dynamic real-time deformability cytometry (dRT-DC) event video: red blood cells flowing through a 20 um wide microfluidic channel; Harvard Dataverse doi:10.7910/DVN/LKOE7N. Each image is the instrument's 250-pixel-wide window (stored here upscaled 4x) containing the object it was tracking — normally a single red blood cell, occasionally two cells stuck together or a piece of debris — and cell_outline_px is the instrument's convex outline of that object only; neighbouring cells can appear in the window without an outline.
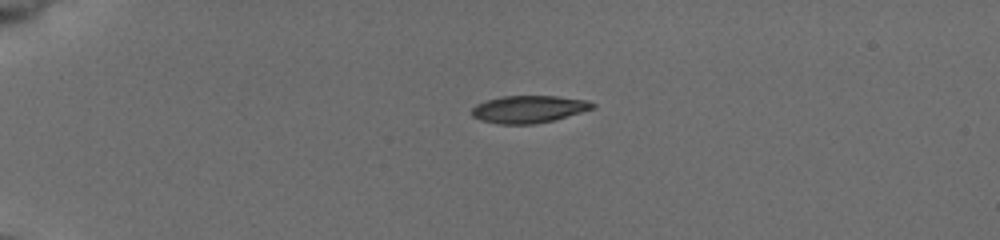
{"species": "common noctule bat (a hibernating species)", "species_latin": "Nyctalus noctula", "temperature_condition": "cold", "stored_images_in_passage": 4, "camera_frame_rate_fps": 3000, "um_per_image_px": 0.085, "animal": {"sex": "female", "body_mass_g": 19.5, "forearm_length_mm": 54.1}, "frame": {"image": 1, "passage_image": 1, "time_ms": 0.0, "image_size_px": [1000, 240], "cell_outline_px": [[596, 108], [556, 120], [532, 124], [496, 124], [480, 120], [472, 116], [472, 108], [476, 104], [488, 100], [504, 96], [556, 96], [588, 100], [596, 104]], "centroid_in_image_um": [44.99, 9.29], "position_along_channel_um": 40.0, "area_um2": 19.42}}
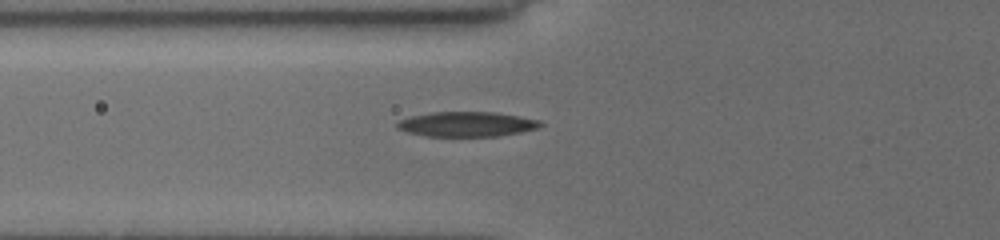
{"frame": {"image": 2, "passage_image": 4, "time_ms": 1.0, "image_size_px": [1000, 240], "cell_outline_px": [[544, 124], [540, 128], [500, 136], [424, 136], [408, 132], [396, 128], [396, 124], [400, 120], [412, 116], [432, 112], [492, 112], [540, 120]], "centroid_in_image_um": [39.69, 10.56], "position_along_channel_um": 86.1, "area_um2": 20.69}}